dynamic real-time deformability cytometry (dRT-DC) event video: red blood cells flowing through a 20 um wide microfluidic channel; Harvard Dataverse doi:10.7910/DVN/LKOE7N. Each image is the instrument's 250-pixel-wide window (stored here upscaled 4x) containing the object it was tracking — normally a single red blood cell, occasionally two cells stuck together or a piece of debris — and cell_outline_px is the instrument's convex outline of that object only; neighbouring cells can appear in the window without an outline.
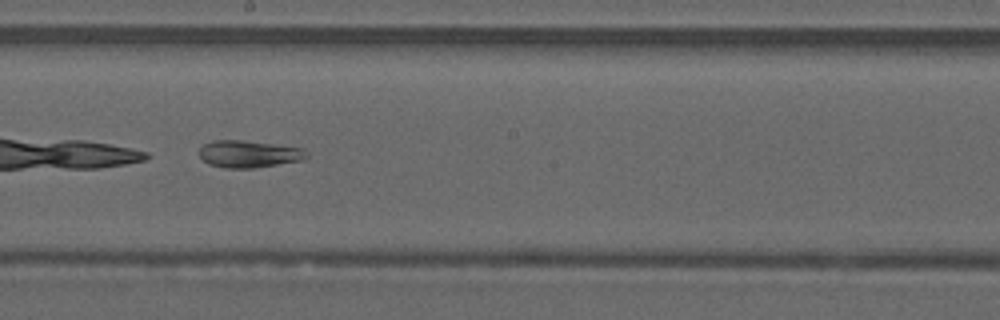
{"species": "common noctule bat (a hibernating species)", "species_latin": "Nyctalus noctula", "temperature_condition": "warm", "stored_images_in_passage": 47, "camera_frame_rate_fps": 3000, "um_per_image_px": 0.085, "animal": {"sex": "male", "forearm_length_mm": 52.5}, "frame": {"image": 1, "passage_image": 27, "time_ms": 8.667, "image_size_px": [1000, 320], "cell_outline_px": [[308, 156], [304, 160], [256, 168], [224, 168], [208, 164], [200, 156], [200, 148], [204, 144], [212, 140], [244, 140], [304, 148], [308, 152]], "centroid_in_image_um": [21.18, 13.09], "position_along_channel_um": 227.0, "area_um2": 17.17}}